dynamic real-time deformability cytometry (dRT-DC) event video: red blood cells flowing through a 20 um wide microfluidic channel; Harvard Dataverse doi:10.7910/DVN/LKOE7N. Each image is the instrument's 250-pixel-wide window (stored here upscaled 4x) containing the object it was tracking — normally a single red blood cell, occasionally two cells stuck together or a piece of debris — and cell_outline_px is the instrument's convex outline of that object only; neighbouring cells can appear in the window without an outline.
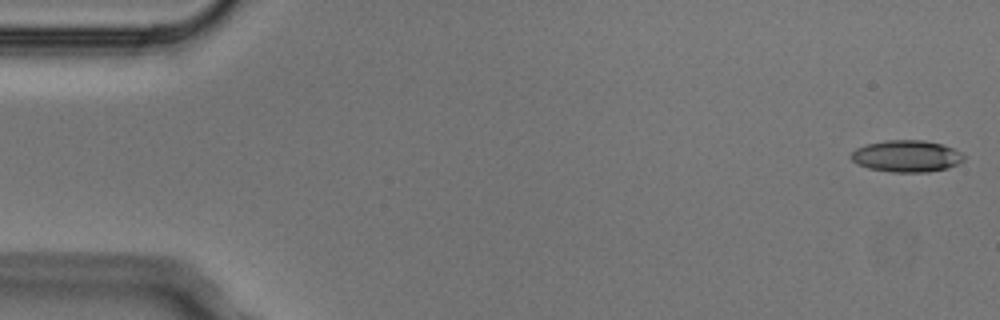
{"species": "Egyptian fruit bat (a non-hibernating species)", "species_latin": "Rousettus aegyptiacus", "temperature_condition": "cold", "stored_images_in_passage": 5, "camera_frame_rate_fps": 3000, "um_per_image_px": 0.085, "animal": {"sex": "male"}, "frame": {"image": 1, "passage_image": 1, "time_ms": 0.0, "image_size_px": [1000, 320], "cell_outline_px": [[964, 160], [948, 168], [928, 172], [892, 172], [868, 168], [856, 164], [852, 160], [852, 152], [856, 148], [868, 144], [888, 140], [924, 140], [940, 144], [952, 148], [960, 152], [964, 156]], "centroid_in_image_um": [77.05, 13.28], "position_along_channel_um": 7.9, "area_um2": 20.69}}
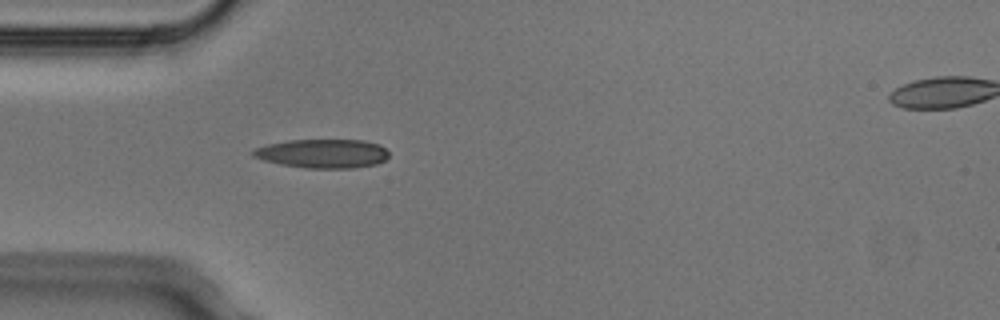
{"frame": {"image": 2, "passage_image": 4, "time_ms": 1.0, "image_size_px": [1000, 320], "cell_outline_px": [[388, 156], [384, 160], [376, 164], [352, 168], [308, 168], [280, 164], [264, 160], [252, 156], [252, 148], [268, 144], [288, 140], [364, 140], [380, 144], [388, 152]], "centroid_in_image_um": [27.41, 13.04], "position_along_channel_um": 57.6, "area_um2": 22.89}}